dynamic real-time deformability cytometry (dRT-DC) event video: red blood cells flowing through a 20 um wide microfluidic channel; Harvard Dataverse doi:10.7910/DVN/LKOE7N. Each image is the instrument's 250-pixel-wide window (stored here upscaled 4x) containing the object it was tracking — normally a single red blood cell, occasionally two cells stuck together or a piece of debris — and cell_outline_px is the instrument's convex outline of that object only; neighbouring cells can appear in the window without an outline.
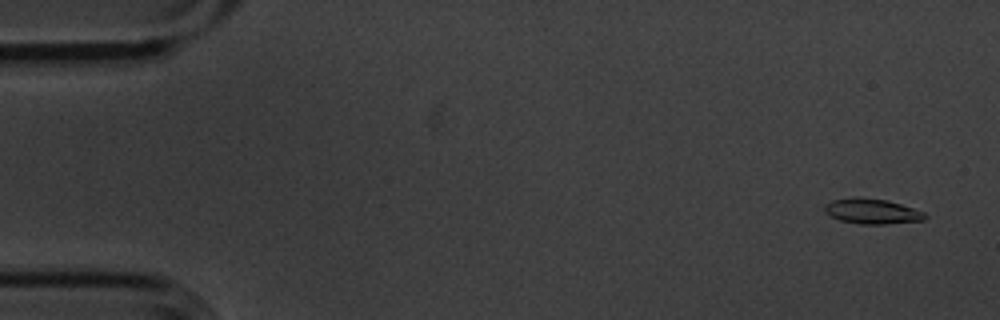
{"species": "common noctule bat (a hibernating species)", "species_latin": "Nyctalus noctula", "temperature_condition": "cold", "stored_images_in_passage": 4, "camera_frame_rate_fps": 3000, "um_per_image_px": 0.085, "animal": {"sex": "male", "body_mass_g": 20.1, "forearm_length_mm": 53.5}, "frame": {"image": 1, "passage_image": 1, "time_ms": 0.0, "image_size_px": [1000, 320], "cell_outline_px": [[928, 216], [924, 220], [884, 224], [860, 224], [840, 220], [824, 212], [824, 204], [832, 200], [888, 200], [924, 212]], "centroid_in_image_um": [74.16, 18.01], "position_along_channel_um": 10.8, "area_um2": 13.99}}